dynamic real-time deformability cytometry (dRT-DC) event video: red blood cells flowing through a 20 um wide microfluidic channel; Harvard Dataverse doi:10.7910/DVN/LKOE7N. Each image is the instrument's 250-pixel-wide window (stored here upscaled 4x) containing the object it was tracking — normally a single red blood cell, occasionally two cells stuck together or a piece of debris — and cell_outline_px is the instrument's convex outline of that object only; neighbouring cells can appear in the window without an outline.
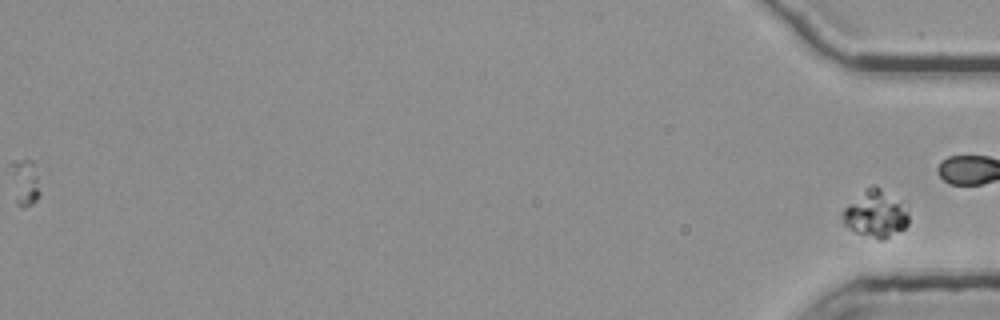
{"species": "common noctule bat (a hibernating species)", "species_latin": "Nyctalus noctula", "temperature_condition": "room temperature", "stored_images_in_passage": 47, "camera_frame_rate_fps": 3000, "um_per_image_px": 0.085, "animal": {"sex": "female", "body_mass_g": 25.1}, "frame": {"image": 1, "passage_image": 47, "time_ms": 15.333, "image_size_px": [1000, 320], "cell_outline_px": [[908, 224], [904, 228], [880, 240], [856, 232], [844, 224], [840, 216], [840, 212], [864, 188], [872, 184], [880, 188], [908, 204]], "centroid_in_image_um": [74.42, 18.13], "position_along_channel_um": 360.8, "area_um2": 18.32}}